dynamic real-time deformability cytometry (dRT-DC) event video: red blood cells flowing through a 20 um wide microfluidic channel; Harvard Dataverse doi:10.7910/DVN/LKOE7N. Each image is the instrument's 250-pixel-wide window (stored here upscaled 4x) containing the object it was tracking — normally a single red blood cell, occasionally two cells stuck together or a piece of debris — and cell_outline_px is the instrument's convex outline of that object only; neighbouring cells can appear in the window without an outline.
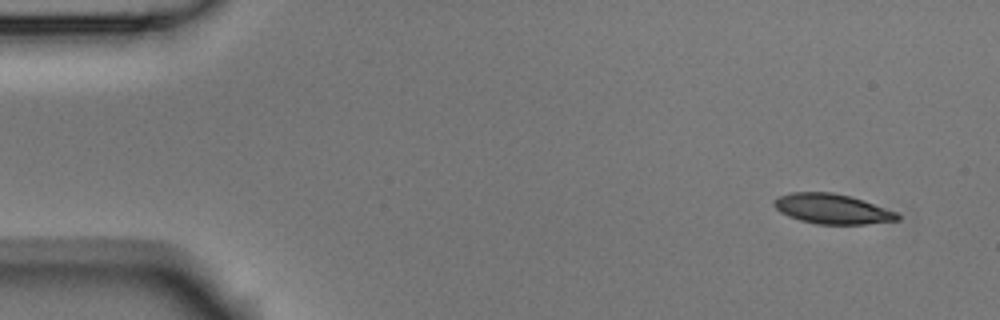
{"species": "Egyptian fruit bat (a non-hibernating species)", "species_latin": "Rousettus aegyptiacus", "temperature_condition": "room temperature", "stored_images_in_passage": 5, "camera_frame_rate_fps": 3000, "um_per_image_px": 0.085, "animal": {"sex": "male"}, "frame": {"image": 1, "passage_image": 1, "time_ms": 0.0, "image_size_px": [1000, 320], "cell_outline_px": [[900, 220], [868, 224], [816, 224], [800, 220], [788, 216], [780, 212], [772, 204], [772, 200], [780, 196], [792, 192], [832, 192], [864, 200], [896, 212], [900, 216]], "centroid_in_image_um": [70.73, 17.76], "position_along_channel_um": 14.3, "area_um2": 21.56}}
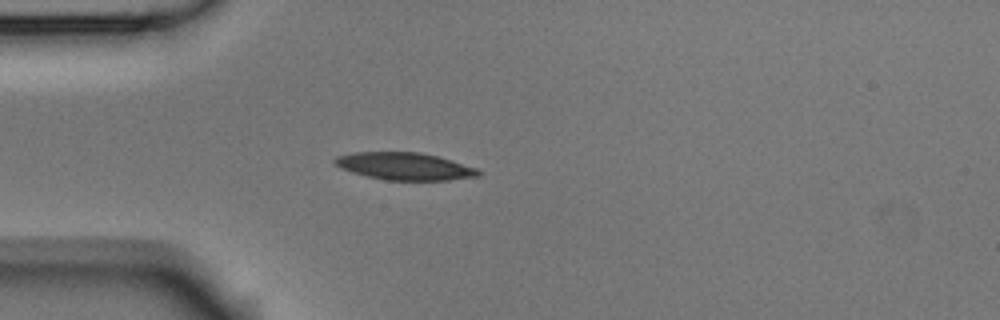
{"frame": {"image": 2, "passage_image": 4, "time_ms": 1.0, "image_size_px": [1000, 320], "cell_outline_px": [[484, 172], [480, 176], [448, 180], [384, 180], [352, 172], [340, 168], [332, 160], [336, 156], [352, 152], [420, 152], [452, 160], [476, 168]], "centroid_in_image_um": [34.4, 14.13], "position_along_channel_um": 50.6, "area_um2": 22.95}}